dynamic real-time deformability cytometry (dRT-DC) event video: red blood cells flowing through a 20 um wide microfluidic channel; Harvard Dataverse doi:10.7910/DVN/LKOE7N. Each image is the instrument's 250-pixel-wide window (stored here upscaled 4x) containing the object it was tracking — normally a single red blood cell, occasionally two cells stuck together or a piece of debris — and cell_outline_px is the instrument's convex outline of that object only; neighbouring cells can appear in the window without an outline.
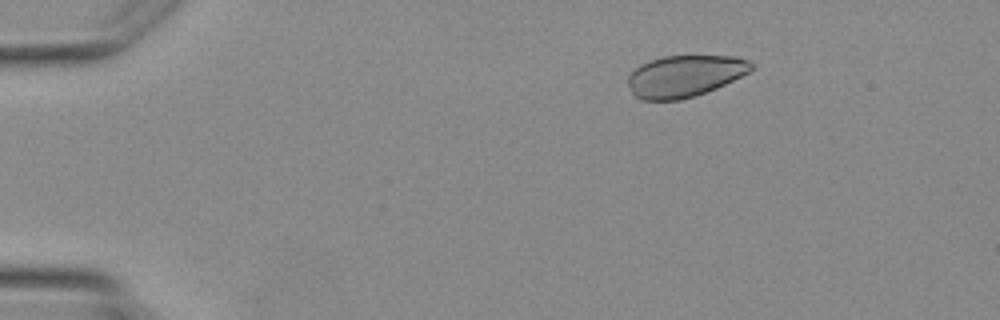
{"species": "Egyptian fruit bat (a non-hibernating species)", "species_latin": "Rousettus aegyptiacus", "temperature_condition": "warm", "stored_images_in_passage": 3, "camera_frame_rate_fps": 3000, "um_per_image_px": 0.085, "animal": {"sex": "female"}, "frame": {"image": 1, "passage_image": 1, "time_ms": 0.0, "image_size_px": [1000, 320], "cell_outline_px": [[752, 68], [748, 72], [716, 88], [680, 100], [640, 100], [632, 92], [628, 84], [628, 76], [640, 64], [648, 60], [664, 56], [732, 56], [748, 60], [752, 64]], "centroid_in_image_um": [58.15, 6.46], "position_along_channel_um": 26.8, "area_um2": 29.59}}